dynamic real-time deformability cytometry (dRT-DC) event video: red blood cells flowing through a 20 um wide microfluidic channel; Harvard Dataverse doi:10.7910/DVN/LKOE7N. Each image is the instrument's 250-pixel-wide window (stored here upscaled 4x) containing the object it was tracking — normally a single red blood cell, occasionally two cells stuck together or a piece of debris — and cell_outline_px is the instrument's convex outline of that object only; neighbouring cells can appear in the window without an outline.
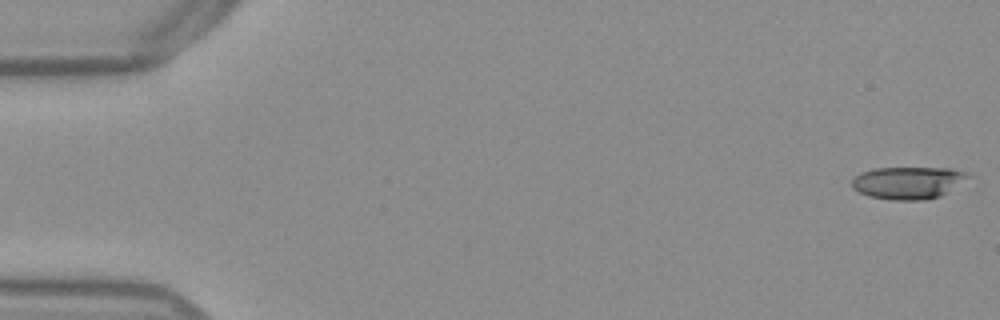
{"species": "Egyptian fruit bat (a non-hibernating species)", "species_latin": "Rousettus aegyptiacus", "temperature_condition": "warm", "stored_images_in_passage": 53, "camera_frame_rate_fps": 3000, "um_per_image_px": 0.085, "frame": {"image": 1, "passage_image": 1, "time_ms": 0.0, "image_size_px": [1000, 320], "cell_outline_px": [[972, 176], [940, 196], [924, 200], [892, 200], [868, 196], [852, 188], [852, 180], [860, 172], [872, 168], [948, 168], [964, 172]], "centroid_in_image_um": [77.15, 15.53], "position_along_channel_um": 7.8, "area_um2": 21.79}}
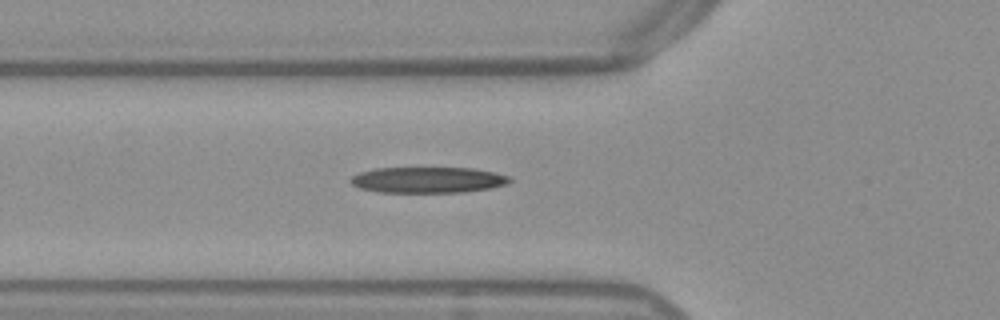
{"frame": {"image": 2, "passage_image": 19, "time_ms": 6.0, "image_size_px": [1000, 320], "cell_outline_px": [[512, 180], [508, 184], [492, 188], [464, 192], [380, 192], [360, 188], [352, 184], [348, 180], [352, 176], [360, 172], [376, 168], [472, 168], [512, 176]], "centroid_in_image_um": [36.4, 15.29], "position_along_channel_um": 89.4, "area_um2": 24.1}}
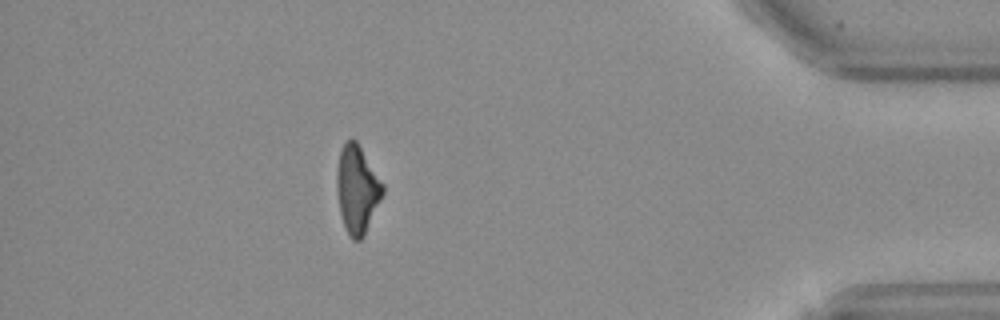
{"frame": {"image": 3, "passage_image": 47, "time_ms": 15.333, "image_size_px": [1000, 320], "cell_outline_px": [[384, 192], [364, 236], [360, 240], [352, 240], [348, 236], [340, 212], [336, 188], [336, 168], [340, 152], [344, 144], [352, 136], [356, 140], [384, 184]], "centroid_in_image_um": [30.35, 16.09], "position_along_channel_um": 404.9, "area_um2": 23.52}, "authors_computed_cell_mechanics": {"area_um2": 24.1026, "velocity_mm_per_s": 3.8739, "shape_relaxation_time_tau1_ms": 8.1119, "shape_relaxation_time_tau2_ms": 3.9193, "deformation_change_tau1": 0.252, "deformation_change_tau2": 0.1698}}